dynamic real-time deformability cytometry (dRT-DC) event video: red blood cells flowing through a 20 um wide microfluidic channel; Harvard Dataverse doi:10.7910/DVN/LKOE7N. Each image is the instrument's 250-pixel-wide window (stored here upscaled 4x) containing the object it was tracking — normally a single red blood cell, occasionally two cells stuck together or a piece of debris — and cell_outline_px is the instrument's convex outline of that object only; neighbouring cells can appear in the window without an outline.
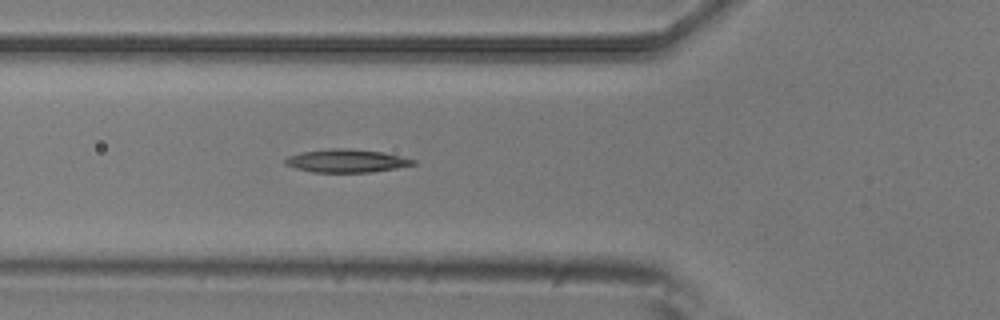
{"species": "common noctule bat (a hibernating species)", "species_latin": "Nyctalus noctula", "temperature_condition": "room temperature", "stored_images_in_passage": 3, "camera_frame_rate_fps": 3000, "um_per_image_px": 0.085, "animal": {"sex": "male", "body_mass_g": 20.5, "forearm_length_mm": 52.5}, "frame": {"image": 1, "passage_image": 3, "time_ms": 0.667, "image_size_px": [1000, 320], "cell_outline_px": [[416, 164], [396, 168], [372, 172], [312, 172], [296, 168], [284, 164], [284, 160], [288, 156], [300, 152], [332, 148], [340, 148], [380, 152], [400, 156], [416, 160]], "centroid_in_image_um": [29.42, 13.67], "position_along_channel_um": 96.4, "area_um2": 17.05}}